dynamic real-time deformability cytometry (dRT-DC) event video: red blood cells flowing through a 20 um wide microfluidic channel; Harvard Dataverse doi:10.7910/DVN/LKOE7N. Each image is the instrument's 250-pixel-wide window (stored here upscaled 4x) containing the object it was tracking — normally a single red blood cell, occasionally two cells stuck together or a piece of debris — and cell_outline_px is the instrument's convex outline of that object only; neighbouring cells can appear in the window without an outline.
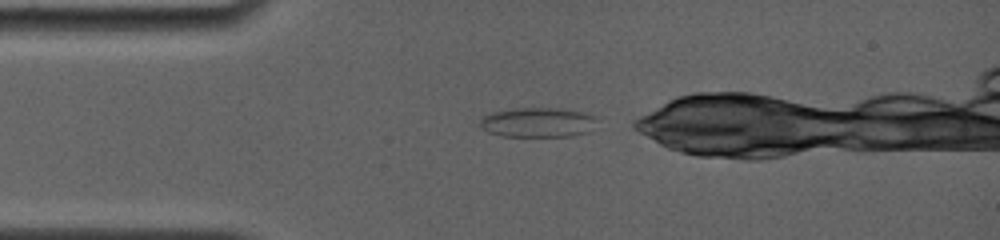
{"species": "common noctule bat (a hibernating species)", "species_latin": "Nyctalus noctula", "temperature_condition": "room temperature", "stored_images_in_passage": 16, "camera_frame_rate_fps": 4000, "um_per_image_px": 0.085, "animal": {"sex": "female", "body_mass_g": 19.0, "forearm_length_mm": 56.7}, "frame": {"image": 1, "passage_image": 1, "time_ms": 0.0, "image_size_px": [1000, 240], "cell_outline_px": [[596, 116], [588, 132], [572, 136], [500, 136], [488, 132], [480, 128], [480, 116], [492, 112], [512, 108], [560, 108], [584, 112]], "centroid_in_image_um": [45.63, 10.39], "position_along_channel_um": 39.4, "area_um2": 20.35}}
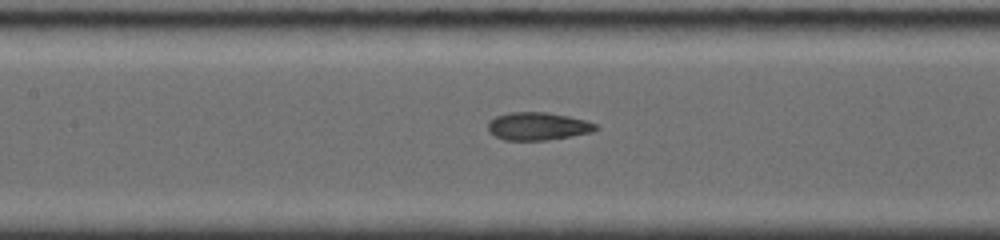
{"frame": {"image": 2, "passage_image": 10, "time_ms": 3.75, "image_size_px": [1000, 240], "cell_outline_px": [[600, 128], [592, 132], [572, 136], [544, 140], [504, 140], [488, 132], [488, 120], [496, 116], [508, 112], [548, 112], [568, 116], [584, 120], [596, 124]], "centroid_in_image_um": [45.7, 10.72], "position_along_channel_um": 161.7, "area_um2": 17.57}}
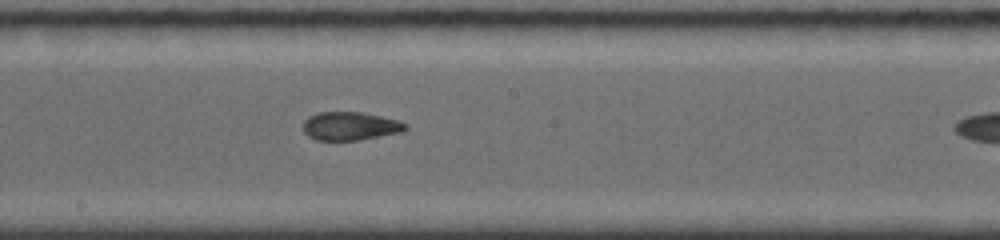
{"frame": {"image": 3, "passage_image": 14, "time_ms": 5.25, "image_size_px": [1000, 240], "cell_outline_px": [[408, 128], [400, 132], [360, 140], [316, 140], [308, 136], [304, 132], [304, 120], [308, 116], [316, 112], [360, 112], [400, 120], [408, 124]], "centroid_in_image_um": [29.77, 10.71], "position_along_channel_um": 218.4, "area_um2": 16.99}}